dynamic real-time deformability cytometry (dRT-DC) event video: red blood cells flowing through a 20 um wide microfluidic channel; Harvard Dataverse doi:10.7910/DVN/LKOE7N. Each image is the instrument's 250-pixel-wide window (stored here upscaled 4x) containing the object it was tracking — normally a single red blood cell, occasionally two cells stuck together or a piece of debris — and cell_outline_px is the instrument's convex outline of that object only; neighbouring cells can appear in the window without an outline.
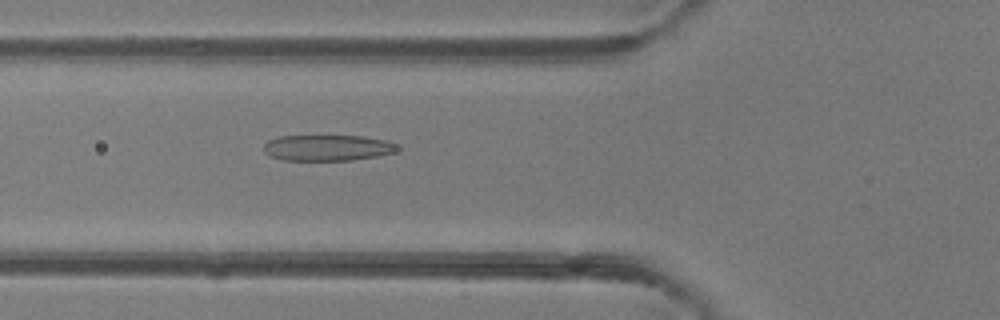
{"species": "common noctule bat (a hibernating species)", "species_latin": "Nyctalus noctula", "temperature_condition": "room temperature", "stored_images_in_passage": 38, "camera_frame_rate_fps": 3000, "um_per_image_px": 0.085, "animal": {"sex": "female"}, "frame": {"image": 1, "passage_image": 7, "time_ms": 2.0, "image_size_px": [1000, 320], "cell_outline_px": [[400, 148], [392, 152], [376, 156], [352, 160], [284, 160], [272, 156], [264, 152], [264, 144], [268, 140], [276, 136], [364, 136], [384, 140], [396, 144]], "centroid_in_image_um": [27.8, 12.55], "position_along_channel_um": 98.0, "area_um2": 20.06}}
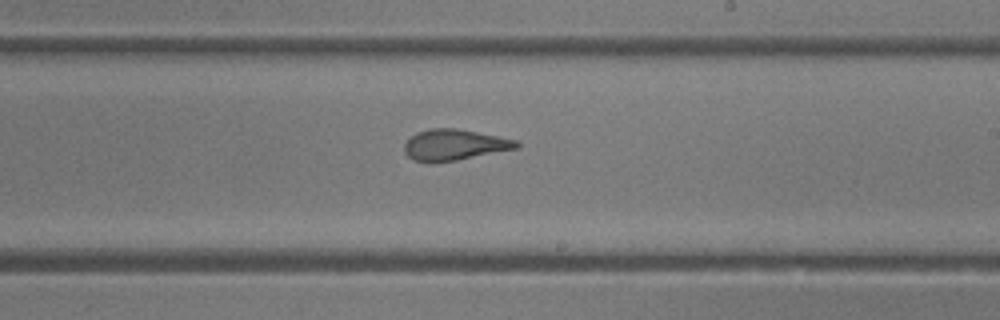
{"frame": {"image": 2, "passage_image": 18, "time_ms": 5.667, "image_size_px": [1000, 320], "cell_outline_px": [[520, 148], [456, 160], [432, 164], [428, 164], [412, 160], [404, 152], [404, 144], [416, 132], [432, 128], [456, 128], [516, 140], [520, 144]], "centroid_in_image_um": [38.58, 12.34], "position_along_channel_um": 250.4, "area_um2": 20.4}}
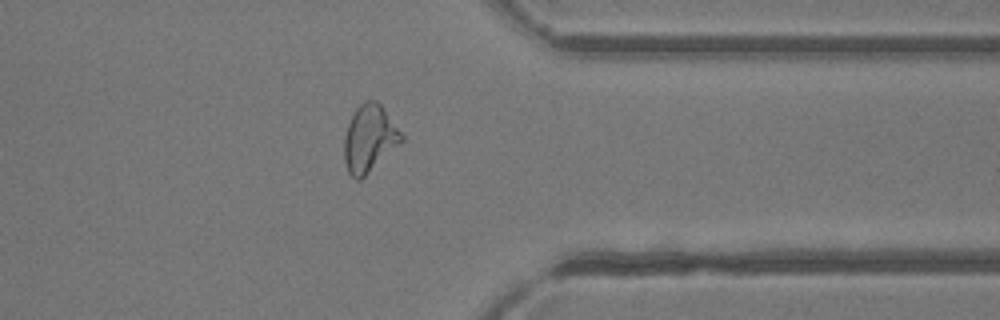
{"frame": {"image": 3, "passage_image": 28, "time_ms": 9.0, "image_size_px": [1000, 320], "cell_outline_px": [[404, 140], [400, 144], [360, 180], [356, 180], [348, 172], [344, 160], [344, 136], [348, 124], [356, 108], [360, 104], [368, 100], [376, 100], [380, 104], [404, 136]], "centroid_in_image_um": [31.39, 11.78], "position_along_channel_um": 380.0, "area_um2": 22.14}, "authors_computed_cell_mechanics": {"area_um2": 21.097, "velocity_mm_per_s": 4.1338, "shape_relaxation_time_tau1_ms": 8.0744, "shape_relaxation_time_tau2_ms": 1.0699, "deformation_change_tau1": 0.2637, "deformation_change_tau2": 0.0992}}